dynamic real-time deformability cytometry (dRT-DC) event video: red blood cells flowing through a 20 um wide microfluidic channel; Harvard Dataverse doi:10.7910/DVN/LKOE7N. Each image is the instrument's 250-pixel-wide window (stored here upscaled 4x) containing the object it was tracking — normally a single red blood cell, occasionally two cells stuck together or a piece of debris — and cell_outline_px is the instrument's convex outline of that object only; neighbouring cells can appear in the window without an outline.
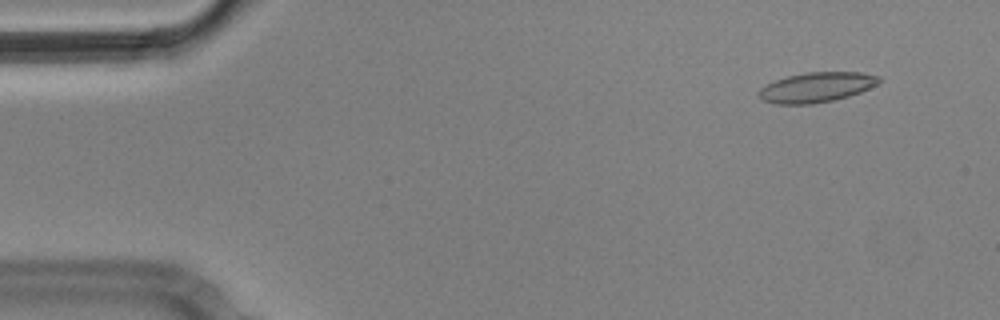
{"species": "Egyptian fruit bat (a non-hibernating species)", "species_latin": "Rousettus aegyptiacus", "temperature_condition": "cold", "stored_images_in_passage": 5, "camera_frame_rate_fps": 3000, "um_per_image_px": 0.085, "animal": {"sex": "male"}, "frame": {"image": 1, "passage_image": 1, "time_ms": 0.0, "image_size_px": [1000, 320], "cell_outline_px": [[880, 80], [876, 84], [860, 92], [848, 96], [832, 100], [812, 104], [776, 104], [764, 100], [756, 92], [760, 88], [776, 80], [788, 76], [808, 72], [860, 72], [880, 76]], "centroid_in_image_um": [69.39, 7.41], "position_along_channel_um": 15.6, "area_um2": 20.69}}
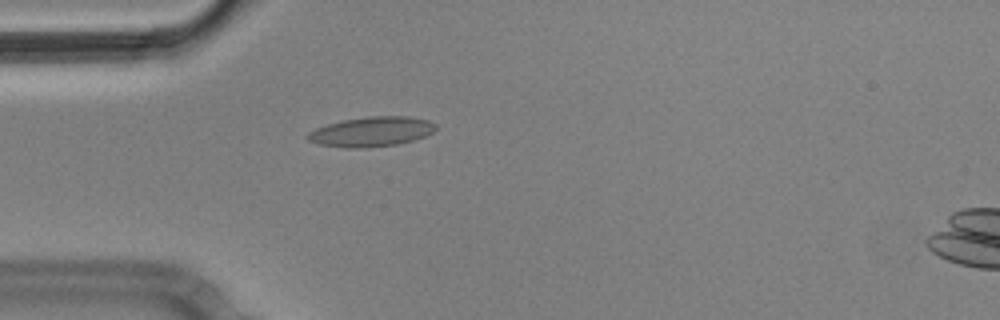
{"frame": {"image": 2, "passage_image": 4, "time_ms": 1.0, "image_size_px": [1000, 320], "cell_outline_px": [[436, 128], [432, 132], [424, 136], [412, 140], [396, 144], [364, 148], [348, 148], [320, 144], [308, 140], [304, 136], [308, 132], [316, 128], [328, 124], [344, 120], [368, 116], [408, 116], [428, 120], [436, 124]], "centroid_in_image_um": [31.55, 11.19], "position_along_channel_um": 53.4, "area_um2": 22.08}}